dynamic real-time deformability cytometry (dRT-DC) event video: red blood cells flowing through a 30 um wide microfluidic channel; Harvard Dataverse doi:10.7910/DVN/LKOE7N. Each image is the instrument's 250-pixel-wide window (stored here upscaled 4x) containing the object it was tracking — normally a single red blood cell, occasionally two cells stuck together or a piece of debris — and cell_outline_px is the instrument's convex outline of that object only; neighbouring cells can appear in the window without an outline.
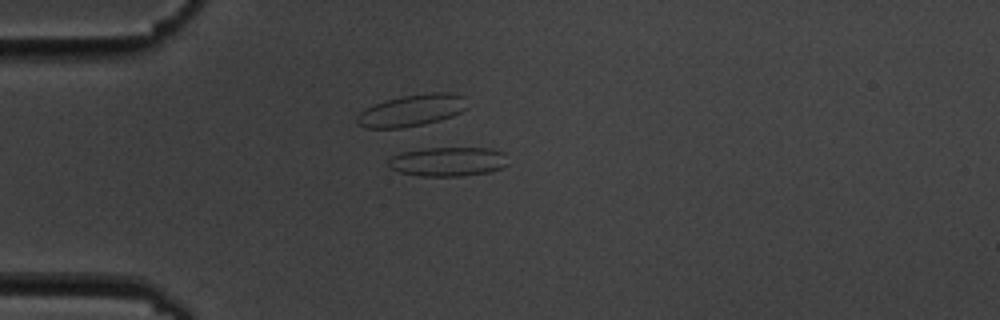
{"species": "common noctule bat (a hibernating species)", "species_latin": "Nyctalus noctula", "temperature_condition": "cold", "stored_images_in_passage": 8, "camera_frame_rate_fps": 3000, "um_per_image_px": 0.085, "animal": {"sex": "male", "body_mass_g": 19.5, "forearm_length_mm": 54.6}, "frame": {"image": 1, "passage_image": 4, "time_ms": 3.333, "image_size_px": [1000, 320], "cell_outline_px": [[508, 164], [500, 168], [488, 172], [460, 176], [420, 176], [400, 172], [392, 168], [388, 164], [388, 160], [392, 156], [400, 152], [424, 148], [492, 148], [504, 152]], "centroid_in_image_um": [38.08, 13.73], "position_along_channel_um": 46.9, "area_um2": 20.4}}